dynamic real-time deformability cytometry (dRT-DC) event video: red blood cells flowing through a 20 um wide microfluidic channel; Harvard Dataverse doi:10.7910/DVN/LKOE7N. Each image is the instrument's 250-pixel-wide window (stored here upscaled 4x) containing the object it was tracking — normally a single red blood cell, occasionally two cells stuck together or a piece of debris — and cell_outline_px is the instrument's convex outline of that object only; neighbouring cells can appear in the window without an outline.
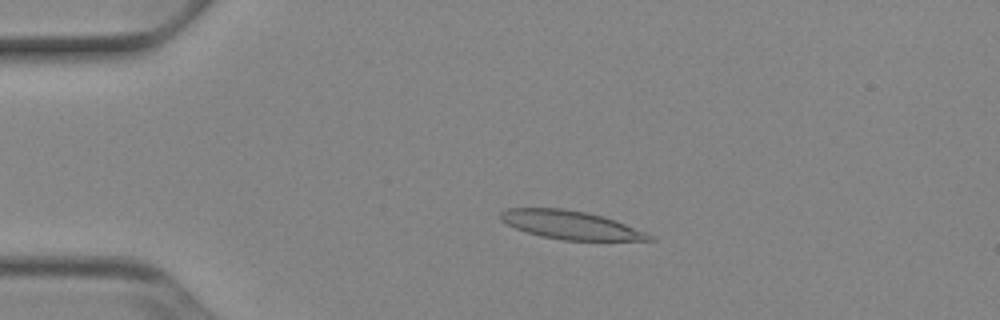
{"species": "Egyptian fruit bat (a non-hibernating species)", "species_latin": "Rousettus aegyptiacus", "temperature_condition": "cold", "stored_images_in_passage": 53, "camera_frame_rate_fps": 3000, "um_per_image_px": 0.085, "animal": {"sex": "female"}, "frame": {"image": 1, "passage_image": 12, "time_ms": 3.667, "image_size_px": [1000, 320], "cell_outline_px": [[656, 240], [564, 240], [540, 236], [516, 228], [500, 220], [500, 212], [504, 208], [564, 208], [604, 216], [644, 232], [652, 236]], "centroid_in_image_um": [48.44, 19.11], "position_along_channel_um": 36.6, "area_um2": 24.28}}
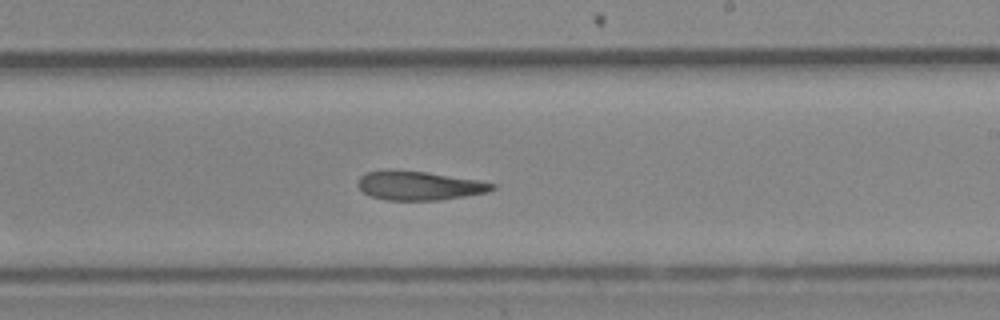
{"frame": {"image": 2, "passage_image": 32, "time_ms": 10.333, "image_size_px": [1000, 320], "cell_outline_px": [[496, 188], [488, 192], [440, 200], [384, 200], [372, 196], [364, 192], [356, 184], [360, 176], [368, 172], [388, 168], [396, 168], [428, 172], [480, 180], [496, 184]], "centroid_in_image_um": [35.62, 15.75], "position_along_channel_um": 253.4, "area_um2": 23.12}}
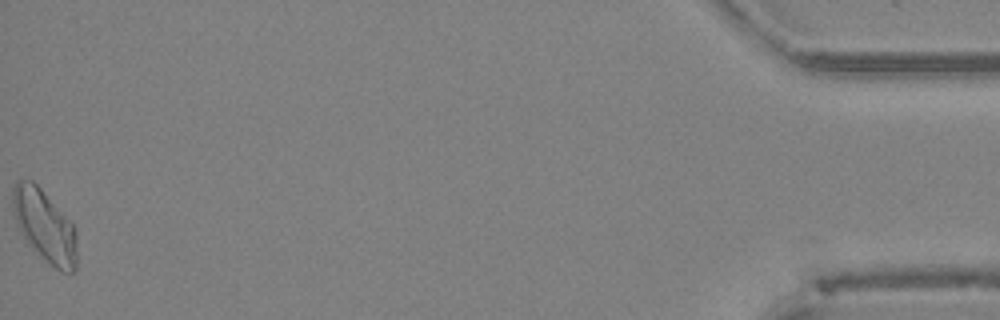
{"frame": {"image": 3, "passage_image": 53, "time_ms": 17.333, "image_size_px": [1000, 320], "cell_outline_px": [[76, 272], [72, 276], [60, 272], [40, 256], [28, 244], [16, 220], [12, 208], [12, 192], [16, 184], [20, 180], [32, 180], [40, 188], [72, 224], [76, 232]], "centroid_in_image_um": [3.82, 19.27], "position_along_channel_um": 431.4, "area_um2": 26.65}, "authors_computed_cell_mechanics": {"area_um2": 24.2182, "velocity_mm_per_s": 3.87, "shape_relaxation_time_tau1_ms": null, "shape_relaxation_time_tau2_ms": 5.1102, "deformation_change_tau1": null, "deformation_change_tau2": 0.1288}}